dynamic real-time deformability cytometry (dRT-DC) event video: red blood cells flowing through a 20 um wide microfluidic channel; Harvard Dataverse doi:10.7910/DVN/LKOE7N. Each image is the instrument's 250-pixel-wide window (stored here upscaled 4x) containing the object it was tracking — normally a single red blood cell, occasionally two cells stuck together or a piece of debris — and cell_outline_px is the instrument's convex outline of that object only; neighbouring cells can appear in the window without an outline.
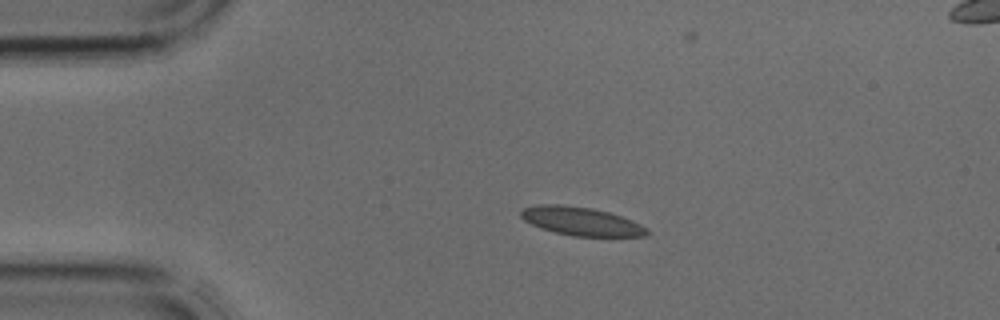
{"species": "common noctule bat (a hibernating species)", "species_latin": "Nyctalus noctula", "temperature_condition": "cold", "stored_images_in_passage": 5, "camera_frame_rate_fps": 3000, "um_per_image_px": 0.085, "animal": {"sex": "male", "body_mass_g": 17.9, "forearm_length_mm": 54.2}, "frame": {"image": 1, "passage_image": 3, "time_ms": 0.667, "image_size_px": [1000, 320], "cell_outline_px": [[648, 236], [572, 236], [540, 228], [524, 220], [520, 216], [520, 212], [524, 208], [536, 204], [560, 204], [592, 208], [608, 212], [632, 220], [648, 228]], "centroid_in_image_um": [49.39, 18.8], "position_along_channel_um": 35.6, "area_um2": 20.87}}